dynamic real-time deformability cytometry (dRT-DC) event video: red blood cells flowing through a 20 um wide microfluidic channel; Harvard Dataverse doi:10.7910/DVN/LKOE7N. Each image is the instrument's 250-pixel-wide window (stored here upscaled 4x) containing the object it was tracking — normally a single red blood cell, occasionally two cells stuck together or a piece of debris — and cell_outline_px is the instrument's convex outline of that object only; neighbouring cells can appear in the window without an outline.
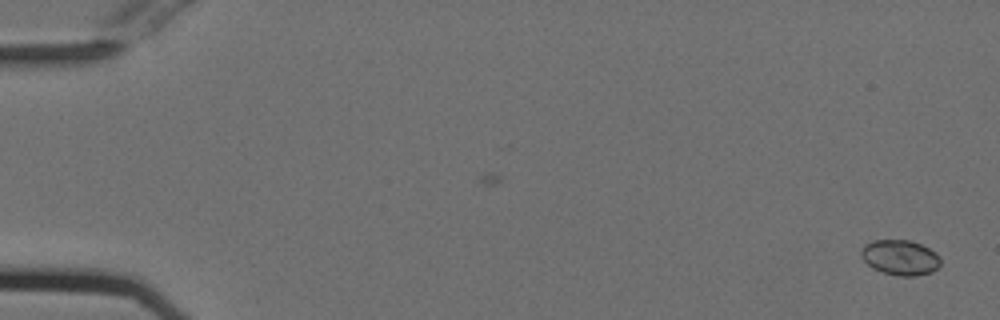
{"species": "Egyptian fruit bat (a non-hibernating species)", "species_latin": "Rousettus aegyptiacus", "temperature_condition": "cold", "stored_images_in_passage": 45, "camera_frame_rate_fps": 3000, "um_per_image_px": 0.085, "animal": {"sex": "female"}, "frame": {"image": 1, "passage_image": 1, "time_ms": 0.0, "image_size_px": [1000, 320], "cell_outline_px": [[940, 264], [932, 272], [916, 276], [896, 276], [872, 268], [860, 256], [860, 248], [864, 244], [872, 240], [908, 240], [920, 244], [936, 252], [940, 256]], "centroid_in_image_um": [76.49, 21.88], "position_along_channel_um": 8.5, "area_um2": 16.42}}
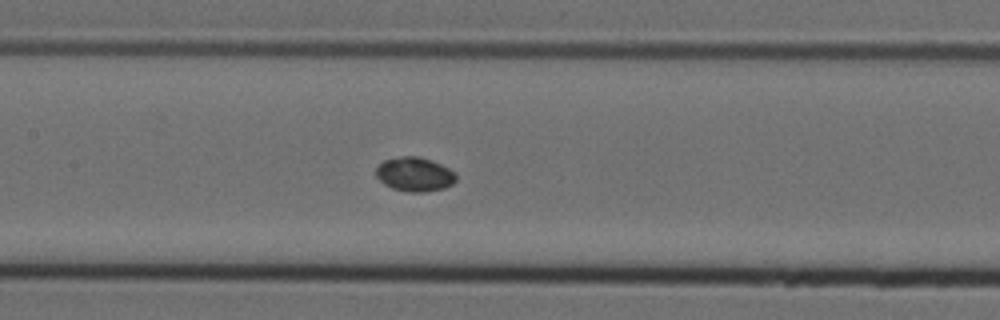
{"frame": {"image": 2, "passage_image": 26, "time_ms": 8.333, "image_size_px": [1000, 320], "cell_outline_px": [[456, 180], [452, 184], [444, 188], [424, 192], [408, 192], [392, 188], [384, 184], [376, 176], [376, 168], [384, 160], [400, 156], [420, 156], [432, 160], [456, 172]], "centroid_in_image_um": [35.25, 14.81], "position_along_channel_um": 172.1, "area_um2": 16.01}}
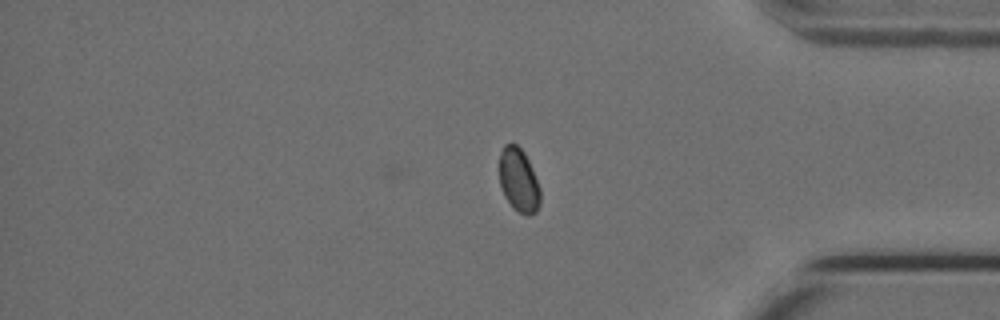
{"frame": {"image": 3, "passage_image": 45, "time_ms": 14.667, "image_size_px": [1000, 320], "cell_outline_px": [[540, 204], [536, 212], [528, 216], [512, 208], [504, 196], [500, 184], [500, 152], [504, 144], [516, 144], [524, 152], [532, 168], [540, 188]], "centroid_in_image_um": [44.09, 15.33], "position_along_channel_um": 391.1, "area_um2": 15.2}}